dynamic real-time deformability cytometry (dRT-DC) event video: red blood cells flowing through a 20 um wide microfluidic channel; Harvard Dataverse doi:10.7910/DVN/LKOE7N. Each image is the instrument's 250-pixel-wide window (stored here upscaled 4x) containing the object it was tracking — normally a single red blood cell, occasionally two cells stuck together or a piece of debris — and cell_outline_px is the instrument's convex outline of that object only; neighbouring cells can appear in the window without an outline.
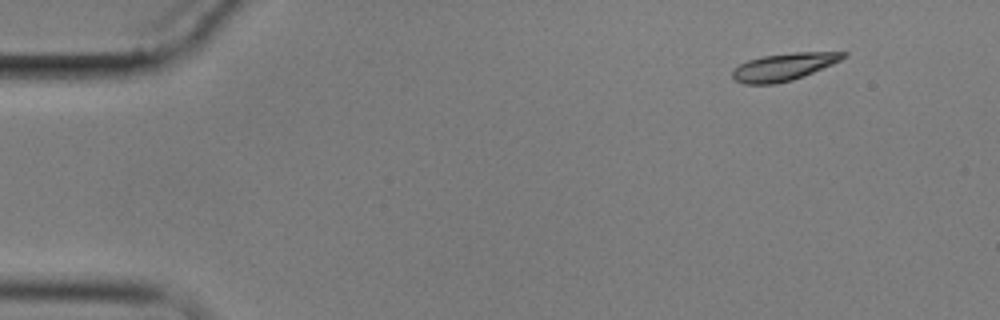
{"species": "common noctule bat (a hibernating species)", "species_latin": "Nyctalus noctula", "temperature_condition": "cold", "stored_images_in_passage": 4, "camera_frame_rate_fps": 3000, "um_per_image_px": 0.085, "animal": {"sex": "male", "body_mass_g": 17.9}, "frame": {"image": 1, "passage_image": 1, "time_ms": 0.0, "image_size_px": [1000, 320], "cell_outline_px": [[848, 56], [832, 64], [804, 76], [792, 80], [772, 84], [744, 84], [736, 80], [732, 76], [732, 72], [740, 64], [748, 60], [764, 56], [796, 52], [848, 52]], "centroid_in_image_um": [66.64, 5.68], "position_along_channel_um": 18.4, "area_um2": 17.46}}
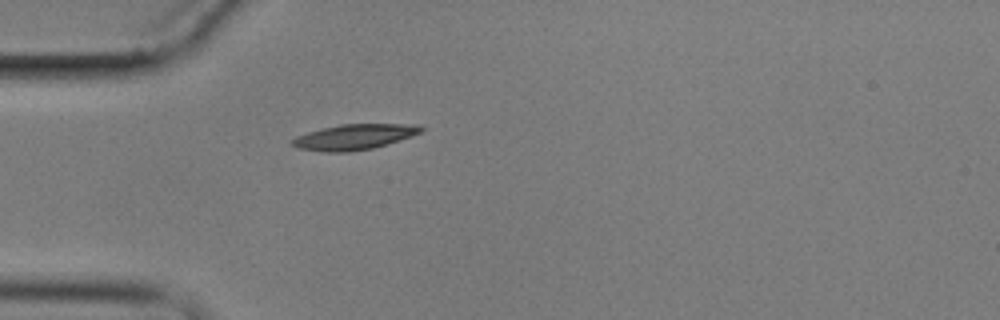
{"frame": {"image": 2, "passage_image": 4, "time_ms": 3.667, "image_size_px": [1000, 320], "cell_outline_px": [[424, 128], [420, 132], [412, 136], [372, 148], [348, 152], [324, 152], [300, 148], [292, 144], [288, 140], [296, 136], [308, 132], [340, 124], [416, 124]], "centroid_in_image_um": [30.08, 11.63], "position_along_channel_um": 54.9, "area_um2": 18.9}}